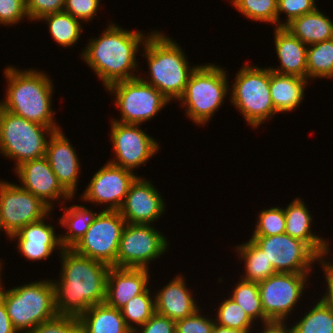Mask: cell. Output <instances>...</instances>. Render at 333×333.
I'll return each instance as SVG.
<instances>
[{
	"mask_svg": "<svg viewBox=\"0 0 333 333\" xmlns=\"http://www.w3.org/2000/svg\"><path fill=\"white\" fill-rule=\"evenodd\" d=\"M61 276L53 281L58 315L79 317L94 305L105 302L110 266L63 248Z\"/></svg>",
	"mask_w": 333,
	"mask_h": 333,
	"instance_id": "cell-1",
	"label": "cell"
},
{
	"mask_svg": "<svg viewBox=\"0 0 333 333\" xmlns=\"http://www.w3.org/2000/svg\"><path fill=\"white\" fill-rule=\"evenodd\" d=\"M136 31L110 23L100 37L90 39L83 49L82 59L98 75L105 88L113 83L138 77L134 74L139 64L136 53L147 37L141 31Z\"/></svg>",
	"mask_w": 333,
	"mask_h": 333,
	"instance_id": "cell-2",
	"label": "cell"
},
{
	"mask_svg": "<svg viewBox=\"0 0 333 333\" xmlns=\"http://www.w3.org/2000/svg\"><path fill=\"white\" fill-rule=\"evenodd\" d=\"M4 74L8 85L6 97L0 106L28 121L51 127L54 131L59 130L53 117L55 112L52 111L51 99L54 85L50 77L38 69L22 71L15 66H7Z\"/></svg>",
	"mask_w": 333,
	"mask_h": 333,
	"instance_id": "cell-3",
	"label": "cell"
},
{
	"mask_svg": "<svg viewBox=\"0 0 333 333\" xmlns=\"http://www.w3.org/2000/svg\"><path fill=\"white\" fill-rule=\"evenodd\" d=\"M142 56L147 58L149 74L144 82L155 87L167 99H179L186 88L188 80L196 66L190 67L184 51L172 38L153 31L146 35ZM149 36V37H148Z\"/></svg>",
	"mask_w": 333,
	"mask_h": 333,
	"instance_id": "cell-4",
	"label": "cell"
},
{
	"mask_svg": "<svg viewBox=\"0 0 333 333\" xmlns=\"http://www.w3.org/2000/svg\"><path fill=\"white\" fill-rule=\"evenodd\" d=\"M0 284V298L5 303L14 328L28 333L37 325L58 315L53 280L30 282L6 289Z\"/></svg>",
	"mask_w": 333,
	"mask_h": 333,
	"instance_id": "cell-5",
	"label": "cell"
},
{
	"mask_svg": "<svg viewBox=\"0 0 333 333\" xmlns=\"http://www.w3.org/2000/svg\"><path fill=\"white\" fill-rule=\"evenodd\" d=\"M227 76L226 71L215 64L196 67L178 99L191 121L204 126L211 120L230 90Z\"/></svg>",
	"mask_w": 333,
	"mask_h": 333,
	"instance_id": "cell-6",
	"label": "cell"
},
{
	"mask_svg": "<svg viewBox=\"0 0 333 333\" xmlns=\"http://www.w3.org/2000/svg\"><path fill=\"white\" fill-rule=\"evenodd\" d=\"M231 86L230 101L250 126L258 128L277 114L270 95V68L246 64Z\"/></svg>",
	"mask_w": 333,
	"mask_h": 333,
	"instance_id": "cell-7",
	"label": "cell"
},
{
	"mask_svg": "<svg viewBox=\"0 0 333 333\" xmlns=\"http://www.w3.org/2000/svg\"><path fill=\"white\" fill-rule=\"evenodd\" d=\"M53 132L51 127L28 121L0 106V153L15 159V169L24 162L45 157L46 138Z\"/></svg>",
	"mask_w": 333,
	"mask_h": 333,
	"instance_id": "cell-8",
	"label": "cell"
},
{
	"mask_svg": "<svg viewBox=\"0 0 333 333\" xmlns=\"http://www.w3.org/2000/svg\"><path fill=\"white\" fill-rule=\"evenodd\" d=\"M105 90L116 96L114 103L121 113L120 120H112L123 124L141 125L170 103L169 99L140 76L113 83Z\"/></svg>",
	"mask_w": 333,
	"mask_h": 333,
	"instance_id": "cell-9",
	"label": "cell"
},
{
	"mask_svg": "<svg viewBox=\"0 0 333 333\" xmlns=\"http://www.w3.org/2000/svg\"><path fill=\"white\" fill-rule=\"evenodd\" d=\"M126 221L119 211H100L85 235L72 247L79 255L116 267L120 239Z\"/></svg>",
	"mask_w": 333,
	"mask_h": 333,
	"instance_id": "cell-10",
	"label": "cell"
},
{
	"mask_svg": "<svg viewBox=\"0 0 333 333\" xmlns=\"http://www.w3.org/2000/svg\"><path fill=\"white\" fill-rule=\"evenodd\" d=\"M168 241L151 224L126 223L120 239L116 267L149 269L148 264L169 249Z\"/></svg>",
	"mask_w": 333,
	"mask_h": 333,
	"instance_id": "cell-11",
	"label": "cell"
},
{
	"mask_svg": "<svg viewBox=\"0 0 333 333\" xmlns=\"http://www.w3.org/2000/svg\"><path fill=\"white\" fill-rule=\"evenodd\" d=\"M52 209L20 185L0 180V219L10 237L29 223L37 222Z\"/></svg>",
	"mask_w": 333,
	"mask_h": 333,
	"instance_id": "cell-12",
	"label": "cell"
},
{
	"mask_svg": "<svg viewBox=\"0 0 333 333\" xmlns=\"http://www.w3.org/2000/svg\"><path fill=\"white\" fill-rule=\"evenodd\" d=\"M250 239L265 252L276 273L309 274L312 263L320 260L305 242L286 233Z\"/></svg>",
	"mask_w": 333,
	"mask_h": 333,
	"instance_id": "cell-13",
	"label": "cell"
},
{
	"mask_svg": "<svg viewBox=\"0 0 333 333\" xmlns=\"http://www.w3.org/2000/svg\"><path fill=\"white\" fill-rule=\"evenodd\" d=\"M308 276L298 273H275L258 283L262 308L268 320H287L297 302L301 301Z\"/></svg>",
	"mask_w": 333,
	"mask_h": 333,
	"instance_id": "cell-14",
	"label": "cell"
},
{
	"mask_svg": "<svg viewBox=\"0 0 333 333\" xmlns=\"http://www.w3.org/2000/svg\"><path fill=\"white\" fill-rule=\"evenodd\" d=\"M139 126L111 120L110 140L116 156L109 162L133 172L136 167L146 164L157 153L158 141L156 142Z\"/></svg>",
	"mask_w": 333,
	"mask_h": 333,
	"instance_id": "cell-15",
	"label": "cell"
},
{
	"mask_svg": "<svg viewBox=\"0 0 333 333\" xmlns=\"http://www.w3.org/2000/svg\"><path fill=\"white\" fill-rule=\"evenodd\" d=\"M137 175L108 161L92 177L81 198L90 203L108 205L109 211H119Z\"/></svg>",
	"mask_w": 333,
	"mask_h": 333,
	"instance_id": "cell-16",
	"label": "cell"
},
{
	"mask_svg": "<svg viewBox=\"0 0 333 333\" xmlns=\"http://www.w3.org/2000/svg\"><path fill=\"white\" fill-rule=\"evenodd\" d=\"M157 190L150 180L136 177L119 210L126 223L152 224L159 219L166 203Z\"/></svg>",
	"mask_w": 333,
	"mask_h": 333,
	"instance_id": "cell-17",
	"label": "cell"
},
{
	"mask_svg": "<svg viewBox=\"0 0 333 333\" xmlns=\"http://www.w3.org/2000/svg\"><path fill=\"white\" fill-rule=\"evenodd\" d=\"M14 170L21 181L20 186L39 197L52 210L54 201L73 199L60 185L45 157L24 162Z\"/></svg>",
	"mask_w": 333,
	"mask_h": 333,
	"instance_id": "cell-18",
	"label": "cell"
},
{
	"mask_svg": "<svg viewBox=\"0 0 333 333\" xmlns=\"http://www.w3.org/2000/svg\"><path fill=\"white\" fill-rule=\"evenodd\" d=\"M49 137L45 158L62 188L74 197L81 169L76 149L60 129L54 131Z\"/></svg>",
	"mask_w": 333,
	"mask_h": 333,
	"instance_id": "cell-19",
	"label": "cell"
},
{
	"mask_svg": "<svg viewBox=\"0 0 333 333\" xmlns=\"http://www.w3.org/2000/svg\"><path fill=\"white\" fill-rule=\"evenodd\" d=\"M149 269L110 267L107 275L105 303L121 309L133 297L148 288Z\"/></svg>",
	"mask_w": 333,
	"mask_h": 333,
	"instance_id": "cell-20",
	"label": "cell"
},
{
	"mask_svg": "<svg viewBox=\"0 0 333 333\" xmlns=\"http://www.w3.org/2000/svg\"><path fill=\"white\" fill-rule=\"evenodd\" d=\"M48 216L49 214L37 222L27 224L10 237L18 240V250L27 260L47 259L56 248L60 251L63 249L60 236L55 233L53 225L45 223Z\"/></svg>",
	"mask_w": 333,
	"mask_h": 333,
	"instance_id": "cell-21",
	"label": "cell"
},
{
	"mask_svg": "<svg viewBox=\"0 0 333 333\" xmlns=\"http://www.w3.org/2000/svg\"><path fill=\"white\" fill-rule=\"evenodd\" d=\"M275 49L280 66L276 69L269 67L271 71L283 74L307 78V49L304 44L285 27L274 29Z\"/></svg>",
	"mask_w": 333,
	"mask_h": 333,
	"instance_id": "cell-22",
	"label": "cell"
},
{
	"mask_svg": "<svg viewBox=\"0 0 333 333\" xmlns=\"http://www.w3.org/2000/svg\"><path fill=\"white\" fill-rule=\"evenodd\" d=\"M181 274L157 291L155 295L156 312L171 320L178 321L193 314L199 306Z\"/></svg>",
	"mask_w": 333,
	"mask_h": 333,
	"instance_id": "cell-23",
	"label": "cell"
},
{
	"mask_svg": "<svg viewBox=\"0 0 333 333\" xmlns=\"http://www.w3.org/2000/svg\"><path fill=\"white\" fill-rule=\"evenodd\" d=\"M285 233L305 242L320 258L330 253L329 243L311 231L312 219L310 211L300 198H295L284 208Z\"/></svg>",
	"mask_w": 333,
	"mask_h": 333,
	"instance_id": "cell-24",
	"label": "cell"
},
{
	"mask_svg": "<svg viewBox=\"0 0 333 333\" xmlns=\"http://www.w3.org/2000/svg\"><path fill=\"white\" fill-rule=\"evenodd\" d=\"M307 84V78L278 74L270 70V95L276 113L298 108L303 101Z\"/></svg>",
	"mask_w": 333,
	"mask_h": 333,
	"instance_id": "cell-25",
	"label": "cell"
},
{
	"mask_svg": "<svg viewBox=\"0 0 333 333\" xmlns=\"http://www.w3.org/2000/svg\"><path fill=\"white\" fill-rule=\"evenodd\" d=\"M78 318L81 333H133L127 327L121 311L105 302L92 306Z\"/></svg>",
	"mask_w": 333,
	"mask_h": 333,
	"instance_id": "cell-26",
	"label": "cell"
},
{
	"mask_svg": "<svg viewBox=\"0 0 333 333\" xmlns=\"http://www.w3.org/2000/svg\"><path fill=\"white\" fill-rule=\"evenodd\" d=\"M285 28L306 45L333 39V22L318 8L295 18Z\"/></svg>",
	"mask_w": 333,
	"mask_h": 333,
	"instance_id": "cell-27",
	"label": "cell"
},
{
	"mask_svg": "<svg viewBox=\"0 0 333 333\" xmlns=\"http://www.w3.org/2000/svg\"><path fill=\"white\" fill-rule=\"evenodd\" d=\"M63 209L64 215L59 222L68 232L60 235V241L63 248H72L85 235L98 213L81 205L66 206Z\"/></svg>",
	"mask_w": 333,
	"mask_h": 333,
	"instance_id": "cell-28",
	"label": "cell"
},
{
	"mask_svg": "<svg viewBox=\"0 0 333 333\" xmlns=\"http://www.w3.org/2000/svg\"><path fill=\"white\" fill-rule=\"evenodd\" d=\"M235 248V252L237 251L245 262V274L241 276L242 280L259 283L276 273L265 252L251 239Z\"/></svg>",
	"mask_w": 333,
	"mask_h": 333,
	"instance_id": "cell-29",
	"label": "cell"
},
{
	"mask_svg": "<svg viewBox=\"0 0 333 333\" xmlns=\"http://www.w3.org/2000/svg\"><path fill=\"white\" fill-rule=\"evenodd\" d=\"M40 20L46 21L53 39L62 47L77 44L82 33L81 22L64 11L43 16Z\"/></svg>",
	"mask_w": 333,
	"mask_h": 333,
	"instance_id": "cell-30",
	"label": "cell"
},
{
	"mask_svg": "<svg viewBox=\"0 0 333 333\" xmlns=\"http://www.w3.org/2000/svg\"><path fill=\"white\" fill-rule=\"evenodd\" d=\"M307 47V79L333 78V39Z\"/></svg>",
	"mask_w": 333,
	"mask_h": 333,
	"instance_id": "cell-31",
	"label": "cell"
},
{
	"mask_svg": "<svg viewBox=\"0 0 333 333\" xmlns=\"http://www.w3.org/2000/svg\"><path fill=\"white\" fill-rule=\"evenodd\" d=\"M292 325L293 333H333V311L322 301Z\"/></svg>",
	"mask_w": 333,
	"mask_h": 333,
	"instance_id": "cell-32",
	"label": "cell"
},
{
	"mask_svg": "<svg viewBox=\"0 0 333 333\" xmlns=\"http://www.w3.org/2000/svg\"><path fill=\"white\" fill-rule=\"evenodd\" d=\"M236 284L230 297L245 310L253 322L258 318L262 323L269 321L262 308L258 283L240 279Z\"/></svg>",
	"mask_w": 333,
	"mask_h": 333,
	"instance_id": "cell-33",
	"label": "cell"
},
{
	"mask_svg": "<svg viewBox=\"0 0 333 333\" xmlns=\"http://www.w3.org/2000/svg\"><path fill=\"white\" fill-rule=\"evenodd\" d=\"M150 289L147 288L143 293L130 299L124 307L120 309L127 327L133 332L145 324L156 312L155 298L150 295ZM138 327L134 326L133 324Z\"/></svg>",
	"mask_w": 333,
	"mask_h": 333,
	"instance_id": "cell-34",
	"label": "cell"
},
{
	"mask_svg": "<svg viewBox=\"0 0 333 333\" xmlns=\"http://www.w3.org/2000/svg\"><path fill=\"white\" fill-rule=\"evenodd\" d=\"M245 17L254 21L269 22L277 27V2L278 0H231Z\"/></svg>",
	"mask_w": 333,
	"mask_h": 333,
	"instance_id": "cell-35",
	"label": "cell"
},
{
	"mask_svg": "<svg viewBox=\"0 0 333 333\" xmlns=\"http://www.w3.org/2000/svg\"><path fill=\"white\" fill-rule=\"evenodd\" d=\"M217 319L215 323L233 329H252L253 321L246 314L240 305L231 297H228L219 305L217 309Z\"/></svg>",
	"mask_w": 333,
	"mask_h": 333,
	"instance_id": "cell-36",
	"label": "cell"
},
{
	"mask_svg": "<svg viewBox=\"0 0 333 333\" xmlns=\"http://www.w3.org/2000/svg\"><path fill=\"white\" fill-rule=\"evenodd\" d=\"M285 212L282 207H272L259 212L252 236H273L285 233Z\"/></svg>",
	"mask_w": 333,
	"mask_h": 333,
	"instance_id": "cell-37",
	"label": "cell"
},
{
	"mask_svg": "<svg viewBox=\"0 0 333 333\" xmlns=\"http://www.w3.org/2000/svg\"><path fill=\"white\" fill-rule=\"evenodd\" d=\"M315 0H278L277 2V27H286L295 18L315 11ZM286 13V22L280 21V14Z\"/></svg>",
	"mask_w": 333,
	"mask_h": 333,
	"instance_id": "cell-38",
	"label": "cell"
},
{
	"mask_svg": "<svg viewBox=\"0 0 333 333\" xmlns=\"http://www.w3.org/2000/svg\"><path fill=\"white\" fill-rule=\"evenodd\" d=\"M28 333H81V324L78 317L57 315L37 325Z\"/></svg>",
	"mask_w": 333,
	"mask_h": 333,
	"instance_id": "cell-39",
	"label": "cell"
},
{
	"mask_svg": "<svg viewBox=\"0 0 333 333\" xmlns=\"http://www.w3.org/2000/svg\"><path fill=\"white\" fill-rule=\"evenodd\" d=\"M199 311L176 321V333H212L215 320L202 316Z\"/></svg>",
	"mask_w": 333,
	"mask_h": 333,
	"instance_id": "cell-40",
	"label": "cell"
},
{
	"mask_svg": "<svg viewBox=\"0 0 333 333\" xmlns=\"http://www.w3.org/2000/svg\"><path fill=\"white\" fill-rule=\"evenodd\" d=\"M27 18L26 0H0V24L14 25Z\"/></svg>",
	"mask_w": 333,
	"mask_h": 333,
	"instance_id": "cell-41",
	"label": "cell"
},
{
	"mask_svg": "<svg viewBox=\"0 0 333 333\" xmlns=\"http://www.w3.org/2000/svg\"><path fill=\"white\" fill-rule=\"evenodd\" d=\"M101 0H65L64 12L69 13L75 19L91 21L97 14Z\"/></svg>",
	"mask_w": 333,
	"mask_h": 333,
	"instance_id": "cell-42",
	"label": "cell"
},
{
	"mask_svg": "<svg viewBox=\"0 0 333 333\" xmlns=\"http://www.w3.org/2000/svg\"><path fill=\"white\" fill-rule=\"evenodd\" d=\"M65 0H26L29 20H39L43 16L64 10Z\"/></svg>",
	"mask_w": 333,
	"mask_h": 333,
	"instance_id": "cell-43",
	"label": "cell"
},
{
	"mask_svg": "<svg viewBox=\"0 0 333 333\" xmlns=\"http://www.w3.org/2000/svg\"><path fill=\"white\" fill-rule=\"evenodd\" d=\"M176 321L155 312L152 317L133 333H176Z\"/></svg>",
	"mask_w": 333,
	"mask_h": 333,
	"instance_id": "cell-44",
	"label": "cell"
},
{
	"mask_svg": "<svg viewBox=\"0 0 333 333\" xmlns=\"http://www.w3.org/2000/svg\"><path fill=\"white\" fill-rule=\"evenodd\" d=\"M318 262L323 266L321 268H323L322 271L325 273L327 283V290H325L321 300L333 311V263L325 261V257L320 258Z\"/></svg>",
	"mask_w": 333,
	"mask_h": 333,
	"instance_id": "cell-45",
	"label": "cell"
},
{
	"mask_svg": "<svg viewBox=\"0 0 333 333\" xmlns=\"http://www.w3.org/2000/svg\"><path fill=\"white\" fill-rule=\"evenodd\" d=\"M0 333H18L11 323L5 303L0 298Z\"/></svg>",
	"mask_w": 333,
	"mask_h": 333,
	"instance_id": "cell-46",
	"label": "cell"
},
{
	"mask_svg": "<svg viewBox=\"0 0 333 333\" xmlns=\"http://www.w3.org/2000/svg\"><path fill=\"white\" fill-rule=\"evenodd\" d=\"M263 325L260 333H293L291 327L287 328L285 321L269 320L263 322Z\"/></svg>",
	"mask_w": 333,
	"mask_h": 333,
	"instance_id": "cell-47",
	"label": "cell"
},
{
	"mask_svg": "<svg viewBox=\"0 0 333 333\" xmlns=\"http://www.w3.org/2000/svg\"><path fill=\"white\" fill-rule=\"evenodd\" d=\"M251 329H233L215 323L212 333H250Z\"/></svg>",
	"mask_w": 333,
	"mask_h": 333,
	"instance_id": "cell-48",
	"label": "cell"
},
{
	"mask_svg": "<svg viewBox=\"0 0 333 333\" xmlns=\"http://www.w3.org/2000/svg\"><path fill=\"white\" fill-rule=\"evenodd\" d=\"M1 267H2V263L0 262V284H1V282H2V281H1V280H2V279H1V276H2V275H1V271H2V268H1Z\"/></svg>",
	"mask_w": 333,
	"mask_h": 333,
	"instance_id": "cell-49",
	"label": "cell"
},
{
	"mask_svg": "<svg viewBox=\"0 0 333 333\" xmlns=\"http://www.w3.org/2000/svg\"><path fill=\"white\" fill-rule=\"evenodd\" d=\"M0 231H3V227H2V224H1V219H0Z\"/></svg>",
	"mask_w": 333,
	"mask_h": 333,
	"instance_id": "cell-50",
	"label": "cell"
}]
</instances>
